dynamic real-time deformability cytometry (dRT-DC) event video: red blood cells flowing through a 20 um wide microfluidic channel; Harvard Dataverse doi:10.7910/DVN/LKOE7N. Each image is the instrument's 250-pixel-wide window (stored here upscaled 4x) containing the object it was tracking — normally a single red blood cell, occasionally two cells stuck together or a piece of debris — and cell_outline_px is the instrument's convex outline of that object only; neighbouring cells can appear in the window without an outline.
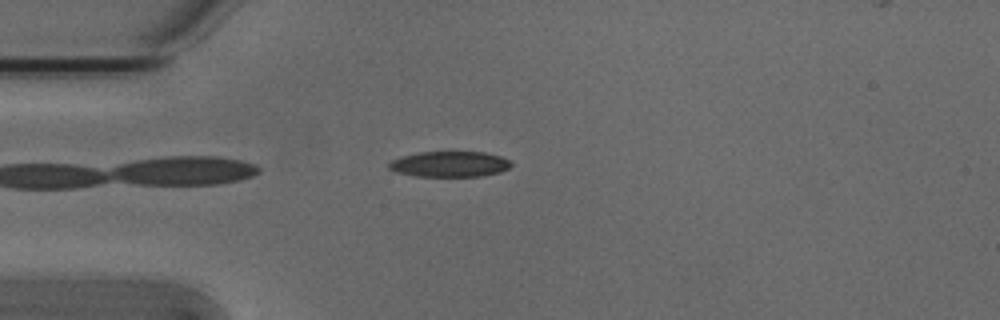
{"species": "Egyptian fruit bat (a non-hibernating species)", "species_latin": "Rousettus aegyptiacus", "temperature_condition": "cold", "stored_images_in_passage": 4, "camera_frame_rate_fps": 3000, "um_per_image_px": 0.085, "animal": {"sex": "male"}, "frame": {"image": 1, "passage_image": 4, "time_ms": 1.0, "image_size_px": [1000, 320], "cell_outline_px": [[512, 164], [508, 168], [500, 172], [484, 176], [416, 176], [396, 172], [388, 168], [388, 164], [392, 160], [404, 156], [420, 152], [484, 152], [500, 156], [508, 160]], "centroid_in_image_um": [38.23, 13.95], "position_along_channel_um": 46.8, "area_um2": 18.09}}